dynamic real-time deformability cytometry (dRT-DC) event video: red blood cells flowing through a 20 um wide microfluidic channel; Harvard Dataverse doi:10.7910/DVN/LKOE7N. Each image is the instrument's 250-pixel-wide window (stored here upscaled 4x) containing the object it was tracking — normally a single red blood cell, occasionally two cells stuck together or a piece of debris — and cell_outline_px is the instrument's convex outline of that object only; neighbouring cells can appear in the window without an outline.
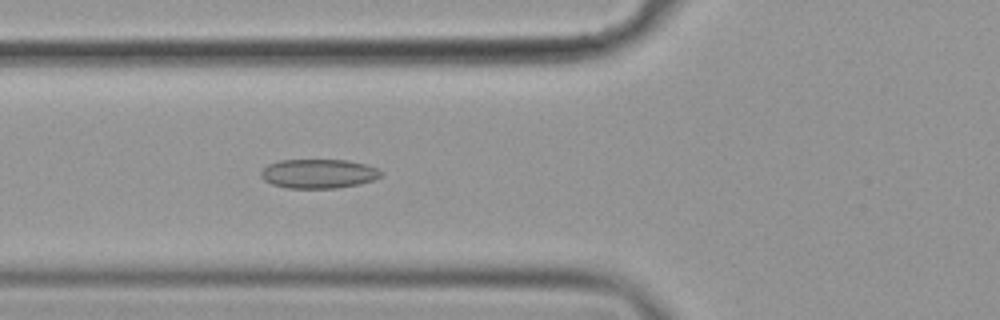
{"species": "common noctule bat (a hibernating species)", "species_latin": "Nyctalus noctula", "temperature_condition": "cold", "stored_images_in_passage": 57, "camera_frame_rate_fps": 3000, "um_per_image_px": 0.085, "animal": {"sex": "female", "body_mass_g": 19.9}, "frame": {"image": 1, "passage_image": 22, "time_ms": 7.0, "image_size_px": [1000, 320], "cell_outline_px": [[384, 172], [380, 176], [372, 180], [360, 184], [336, 188], [288, 188], [272, 184], [264, 180], [260, 176], [260, 172], [268, 164], [280, 160], [348, 160], [364, 164], [376, 168]], "centroid_in_image_um": [27.06, 14.76], "position_along_channel_um": 98.7, "area_um2": 20.4}}
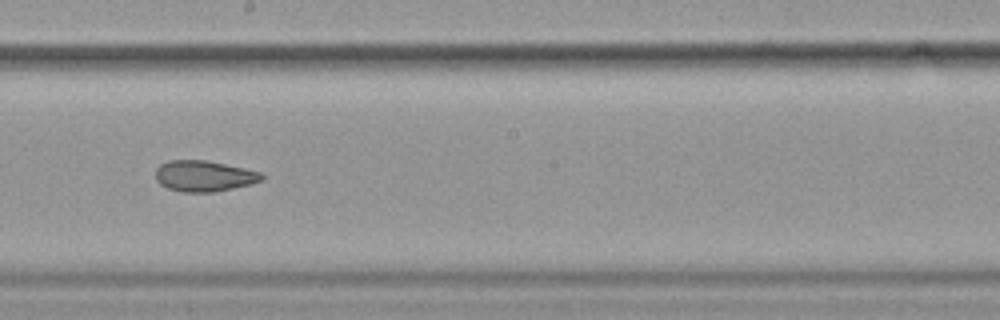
{"frame": {"image": 2, "passage_image": 33, "time_ms": 10.667, "image_size_px": [1000, 320], "cell_outline_px": [[264, 180], [252, 184], [216, 192], [180, 192], [168, 188], [160, 184], [156, 180], [156, 168], [160, 164], [168, 160], [204, 160], [244, 168], [260, 172], [264, 176]], "centroid_in_image_um": [17.34, 14.97], "position_along_channel_um": 230.9, "area_um2": 19.25}}
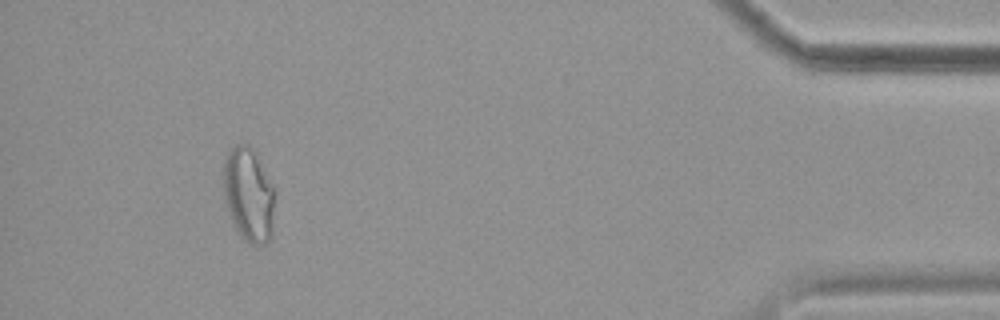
{"frame": {"image": 3, "passage_image": 53, "time_ms": 17.333, "image_size_px": [1000, 320], "cell_outline_px": [[272, 236], [264, 244], [248, 244], [240, 236], [232, 224], [224, 200], [224, 160], [228, 152], [236, 144], [248, 144], [256, 152], [272, 188]], "centroid_in_image_um": [21.08, 16.56], "position_along_channel_um": 414.1, "area_um2": 27.74}, "authors_computed_cell_mechanics": {"area_um2": 22.1374, "velocity_mm_per_s": 3.598, "shape_relaxation_time_tau1_ms": null, "shape_relaxation_time_tau2_ms": 3.4779, "deformation_change_tau1": null, "deformation_change_tau2": 0.1017}}